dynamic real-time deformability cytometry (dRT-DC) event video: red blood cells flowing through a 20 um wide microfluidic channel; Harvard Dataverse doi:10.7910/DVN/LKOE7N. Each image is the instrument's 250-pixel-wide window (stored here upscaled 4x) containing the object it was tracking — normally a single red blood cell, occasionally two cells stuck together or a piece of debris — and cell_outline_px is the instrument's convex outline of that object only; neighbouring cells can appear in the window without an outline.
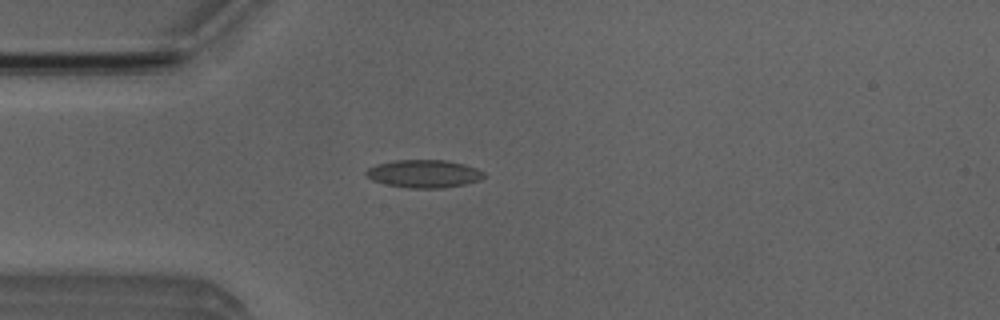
{"species": "Egyptian fruit bat (a non-hibernating species)", "species_latin": "Rousettus aegyptiacus", "temperature_condition": "room temperature", "stored_images_in_passage": 21, "camera_frame_rate_fps": 3000, "um_per_image_px": 0.085, "animal": {"sex": "male"}, "frame": {"image": 1, "passage_image": 13, "time_ms": 4.0, "image_size_px": [1000, 320], "cell_outline_px": [[484, 176], [480, 180], [464, 184], [440, 188], [408, 188], [384, 184], [372, 180], [364, 172], [368, 168], [376, 164], [396, 160], [444, 160], [464, 164], [476, 168], [484, 172]], "centroid_in_image_um": [36.01, 14.77], "position_along_channel_um": 49.0, "area_um2": 19.07}}